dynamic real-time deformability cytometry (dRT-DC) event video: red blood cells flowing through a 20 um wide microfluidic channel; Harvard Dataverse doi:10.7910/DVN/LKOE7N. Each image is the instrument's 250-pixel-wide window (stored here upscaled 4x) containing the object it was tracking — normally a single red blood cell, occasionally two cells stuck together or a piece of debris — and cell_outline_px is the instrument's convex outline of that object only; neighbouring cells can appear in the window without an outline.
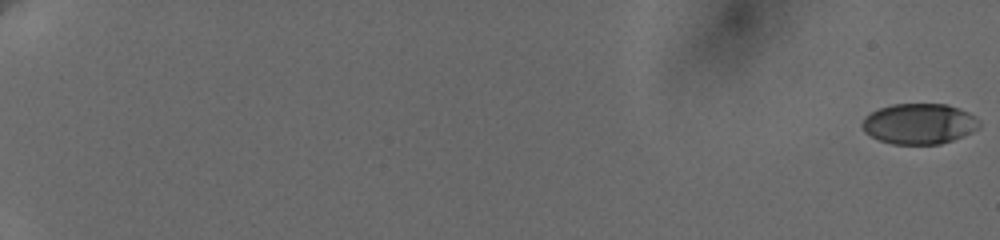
{"species": "human", "species_latin": "Homo sapiens", "temperature_condition": "cold", "stored_images_in_passage": 51, "camera_frame_rate_fps": 3000, "um_per_image_px": 0.085, "donor": {"sex": "female"}, "frame": {"image": 1, "passage_image": 1, "time_ms": 0.0, "image_size_px": [1000, 240], "cell_outline_px": [[980, 124], [972, 132], [952, 140], [940, 144], [892, 144], [880, 140], [864, 132], [864, 116], [880, 108], [892, 104], [948, 104], [960, 108], [976, 116], [980, 120]], "centroid_in_image_um": [78.16, 10.51], "position_along_channel_um": 6.8, "area_um2": 27.57}}
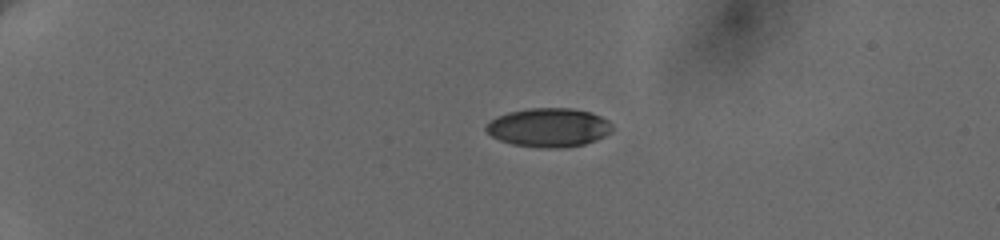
{"frame": {"image": 2, "passage_image": 27, "time_ms": 5.333, "image_size_px": [1000, 240], "cell_outline_px": [[612, 128], [604, 136], [596, 140], [584, 144], [512, 144], [500, 140], [492, 136], [484, 128], [496, 116], [508, 112], [528, 108], [572, 108], [592, 112], [608, 120], [612, 124]], "centroid_in_image_um": [46.64, 10.76], "position_along_channel_um": 38.4, "area_um2": 27.22}}
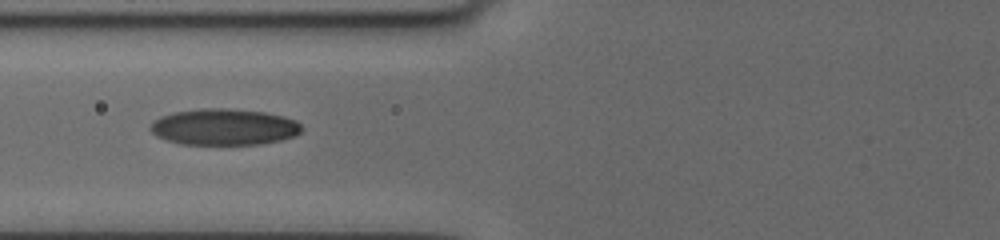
{"frame": {"image": 3, "passage_image": 50, "time_ms": 9.333, "image_size_px": [1000, 240], "cell_outline_px": [[304, 128], [300, 132], [292, 136], [280, 140], [260, 144], [180, 144], [156, 136], [148, 128], [160, 116], [176, 112], [204, 108], [224, 108], [264, 112], [296, 120]], "centroid_in_image_um": [19.04, 10.79], "position_along_channel_um": 106.8, "area_um2": 31.73}}